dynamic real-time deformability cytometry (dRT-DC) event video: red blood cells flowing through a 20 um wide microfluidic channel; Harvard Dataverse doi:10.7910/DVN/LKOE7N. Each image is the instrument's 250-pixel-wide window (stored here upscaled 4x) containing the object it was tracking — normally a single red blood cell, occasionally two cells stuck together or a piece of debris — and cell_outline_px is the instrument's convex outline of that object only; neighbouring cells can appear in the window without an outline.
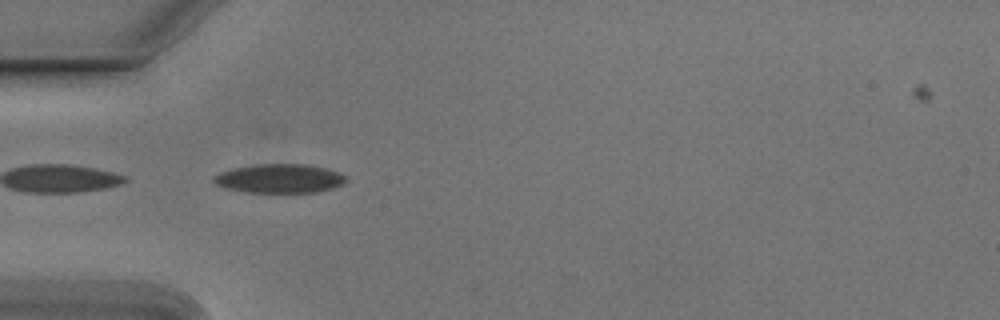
{"species": "Egyptian fruit bat (a non-hibernating species)", "species_latin": "Rousettus aegyptiacus", "temperature_condition": "cold", "stored_images_in_passage": 36, "camera_frame_rate_fps": 3000, "um_per_image_px": 0.085, "animal": {"sex": "male"}, "frame": {"image": 1, "passage_image": 1, "time_ms": 0.0, "image_size_px": [1000, 320], "cell_outline_px": [[348, 180], [332, 188], [316, 192], [244, 192], [224, 188], [216, 184], [212, 180], [220, 172], [236, 168], [260, 164], [308, 164], [340, 172]], "centroid_in_image_um": [23.76, 15.17], "position_along_channel_um": 61.2, "area_um2": 22.08}}
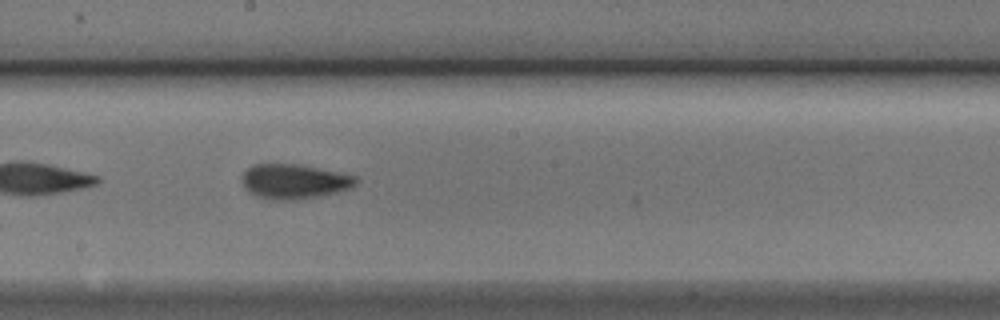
{"frame": {"image": 2, "passage_image": 14, "time_ms": 4.333, "image_size_px": [1000, 320], "cell_outline_px": [[360, 180], [356, 184], [348, 188], [336, 192], [320, 196], [292, 200], [272, 200], [256, 196], [248, 192], [244, 188], [240, 176], [248, 168], [256, 164], [300, 164], [356, 176]], "centroid_in_image_um": [24.97, 15.42], "position_along_channel_um": 223.2, "area_um2": 23.12}}
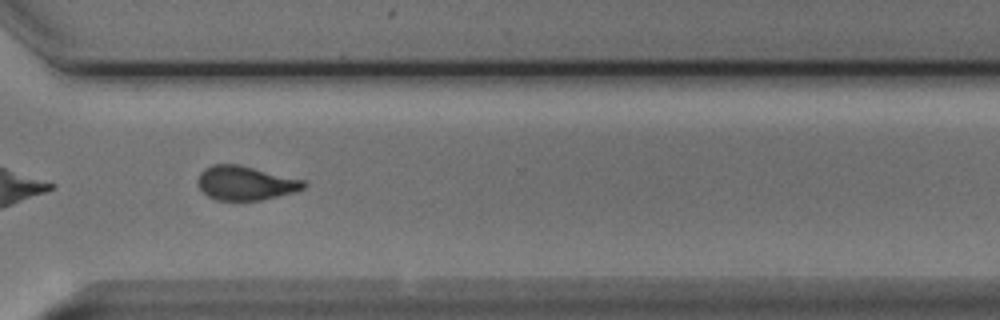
{"frame": {"image": 3, "passage_image": 24, "time_ms": 7.667, "image_size_px": [1000, 320], "cell_outline_px": [[308, 184], [304, 188], [296, 192], [260, 200], [216, 200], [208, 196], [200, 188], [196, 180], [200, 172], [204, 168], [212, 164], [240, 164], [304, 180]], "centroid_in_image_um": [20.86, 15.55], "position_along_channel_um": 349.7, "area_um2": 21.21}, "authors_computed_cell_mechanics": {"area_um2": 21.5883, "velocity_mm_per_s": 3.8022, "shape_relaxation_time_tau1_ms": 3.6498, "shape_relaxation_time_tau2_ms": 2.6822, "deformation_change_tau1": 0.123, "deformation_change_tau2": 0.0849}}